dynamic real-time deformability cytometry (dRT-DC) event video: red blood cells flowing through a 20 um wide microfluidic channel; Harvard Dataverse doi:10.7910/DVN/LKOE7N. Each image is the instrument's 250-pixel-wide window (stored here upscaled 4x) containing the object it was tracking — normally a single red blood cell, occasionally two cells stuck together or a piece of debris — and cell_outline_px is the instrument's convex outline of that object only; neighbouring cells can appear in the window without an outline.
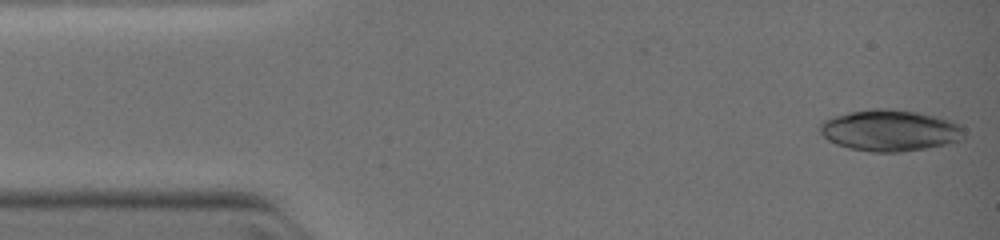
{"species": "common noctule bat (a hibernating species)", "species_latin": "Nyctalus noctula", "temperature_condition": "warm", "stored_images_in_passage": 52, "camera_frame_rate_fps": 3000, "um_per_image_px": 0.085, "animal": {"sex": "female", "body_mass_g": 19.0, "forearm_length_mm": 51.5}, "frame": {"image": 1, "passage_image": 1, "time_ms": 0.0, "image_size_px": [1000, 240], "cell_outline_px": [[964, 140], [948, 144], [900, 152], [868, 152], [848, 148], [836, 144], [828, 140], [820, 132], [820, 124], [824, 120], [848, 112], [868, 108], [892, 108], [920, 112], [936, 116], [948, 120], [956, 124], [960, 128], [964, 136]], "centroid_in_image_um": [75.62, 11.08], "position_along_channel_um": 9.4, "area_um2": 34.85}}
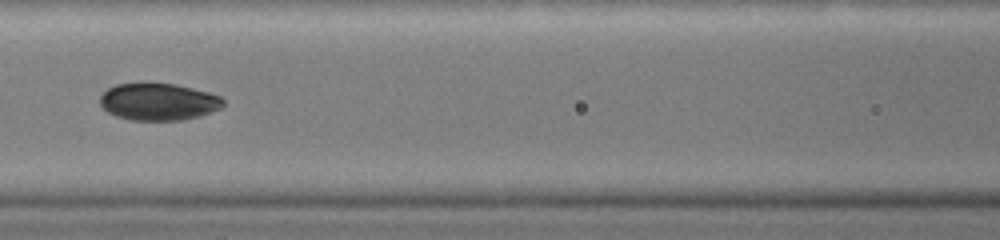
{"frame": {"image": 2, "passage_image": 21, "time_ms": 5.0, "image_size_px": [1000, 240], "cell_outline_px": [[224, 104], [220, 108], [200, 116], [180, 120], [128, 120], [116, 116], [108, 112], [100, 104], [100, 96], [108, 88], [116, 84], [140, 80], [144, 80], [176, 84], [208, 92], [220, 96], [224, 100]], "centroid_in_image_um": [13.43, 8.6], "position_along_channel_um": 153.2, "area_um2": 27.34}}
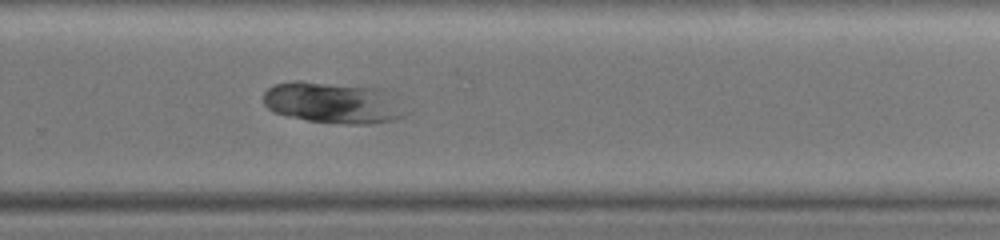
{"frame": {"image": 3, "passage_image": 34, "time_ms": 8.0, "image_size_px": [1000, 240], "cell_outline_px": [[412, 112], [396, 120], [372, 124], [344, 124], [308, 120], [288, 116], [272, 112], [264, 104], [264, 92], [268, 88], [276, 84], [292, 80], [300, 80], [384, 88], [396, 92]], "centroid_in_image_um": [28.48, 8.72], "position_along_channel_um": 301.3, "area_um2": 35.6}}